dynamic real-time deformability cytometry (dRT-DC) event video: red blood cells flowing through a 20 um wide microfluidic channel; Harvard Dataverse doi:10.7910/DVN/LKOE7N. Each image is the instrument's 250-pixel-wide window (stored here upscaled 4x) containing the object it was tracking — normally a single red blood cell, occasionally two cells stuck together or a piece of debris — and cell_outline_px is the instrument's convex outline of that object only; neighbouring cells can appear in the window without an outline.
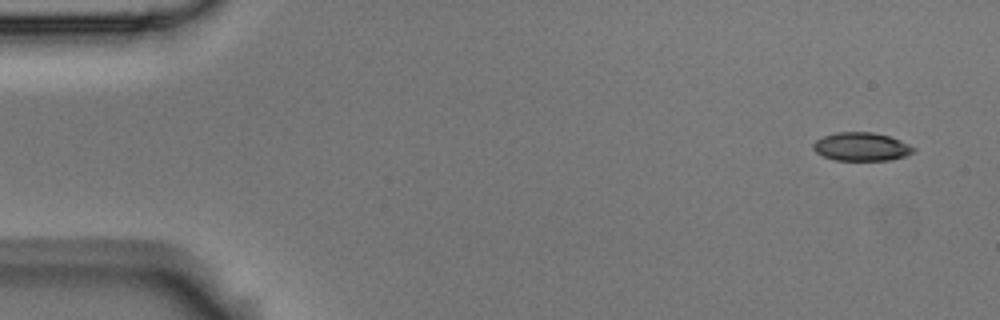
{"species": "Egyptian fruit bat (a non-hibernating species)", "species_latin": "Rousettus aegyptiacus", "temperature_condition": "room temperature", "stored_images_in_passage": 5, "camera_frame_rate_fps": 3000, "um_per_image_px": 0.085, "animal": {"sex": "male"}, "frame": {"image": 1, "passage_image": 1, "time_ms": 0.0, "image_size_px": [1000, 320], "cell_outline_px": [[916, 148], [912, 152], [904, 156], [888, 160], [836, 160], [824, 156], [816, 152], [812, 148], [812, 144], [816, 140], [824, 136], [836, 132], [872, 132], [888, 136], [900, 140]], "centroid_in_image_um": [73.19, 12.46], "position_along_channel_um": 11.8, "area_um2": 16.42}}
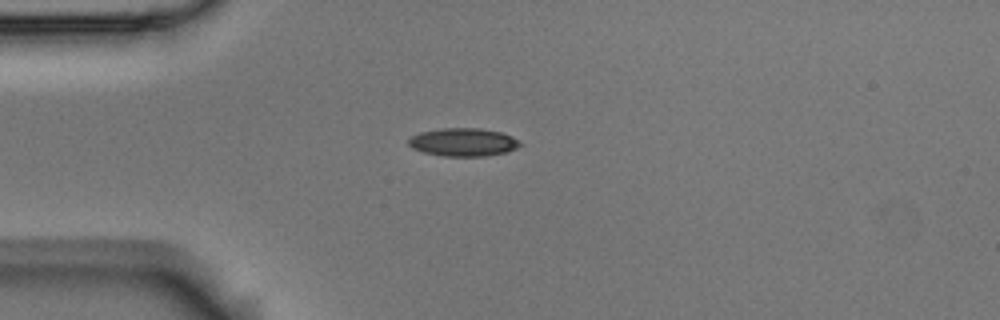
{"frame": {"image": 2, "passage_image": 4, "time_ms": 1.0, "image_size_px": [1000, 320], "cell_outline_px": [[524, 144], [508, 152], [484, 156], [444, 156], [424, 152], [412, 148], [408, 144], [408, 140], [412, 136], [420, 132], [440, 128], [480, 128], [500, 132], [512, 136]], "centroid_in_image_um": [39.4, 12.08], "position_along_channel_um": 45.6, "area_um2": 18.32}}